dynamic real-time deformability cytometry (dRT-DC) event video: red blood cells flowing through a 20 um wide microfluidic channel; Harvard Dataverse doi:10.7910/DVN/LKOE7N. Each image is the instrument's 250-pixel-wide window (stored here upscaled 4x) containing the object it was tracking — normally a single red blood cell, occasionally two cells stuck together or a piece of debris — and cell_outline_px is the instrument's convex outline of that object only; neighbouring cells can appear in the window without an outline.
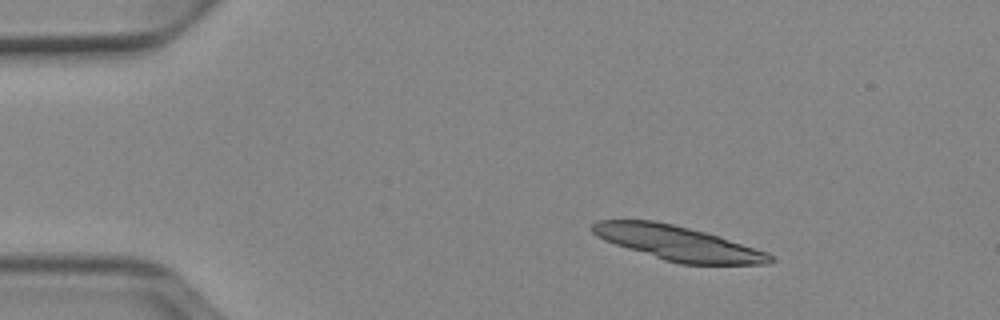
{"species": "Egyptian fruit bat (a non-hibernating species)", "species_latin": "Rousettus aegyptiacus", "temperature_condition": "cold", "stored_images_in_passage": 3, "camera_frame_rate_fps": 3000, "um_per_image_px": 0.085, "animal": {"sex": "female"}, "frame": {"image": 1, "passage_image": 1, "time_ms": 0.0, "image_size_px": [1000, 320], "cell_outline_px": [[776, 260], [768, 264], [680, 264], [664, 260], [604, 240], [596, 236], [588, 228], [596, 220], [656, 220], [720, 236], [768, 252]], "centroid_in_image_um": [57.61, 20.66], "position_along_channel_um": 27.4, "area_um2": 35.66}}